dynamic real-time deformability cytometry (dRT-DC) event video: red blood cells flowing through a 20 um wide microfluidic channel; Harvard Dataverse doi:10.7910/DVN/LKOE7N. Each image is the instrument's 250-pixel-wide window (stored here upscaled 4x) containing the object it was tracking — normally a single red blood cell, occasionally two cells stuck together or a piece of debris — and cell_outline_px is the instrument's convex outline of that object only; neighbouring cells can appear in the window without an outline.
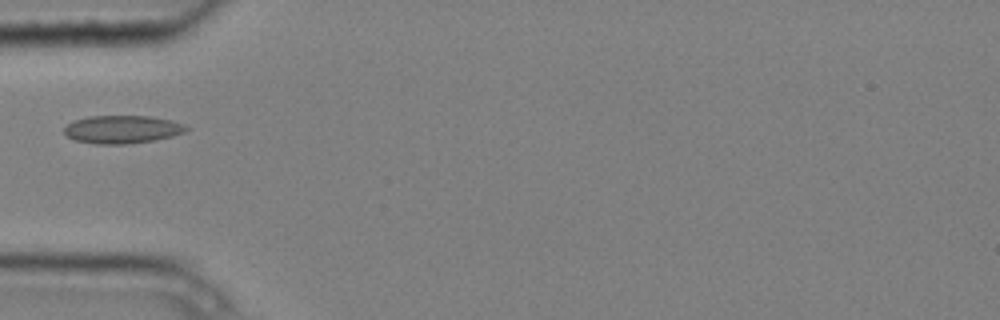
{"species": "common noctule bat (a hibernating species)", "species_latin": "Nyctalus noctula", "temperature_condition": "cold", "stored_images_in_passage": 8, "camera_frame_rate_fps": 3000, "um_per_image_px": 0.085, "animal": {"sex": "male", "body_mass_g": 20.4}, "frame": {"image": 1, "passage_image": 5, "time_ms": 1.333, "image_size_px": [1000, 320], "cell_outline_px": [[192, 128], [184, 132], [172, 136], [156, 140], [128, 144], [96, 144], [76, 140], [68, 136], [64, 132], [64, 128], [72, 120], [88, 116], [148, 116], [172, 120], [184, 124]], "centroid_in_image_um": [10.42, 10.99], "position_along_channel_um": 74.6, "area_um2": 20.06}}
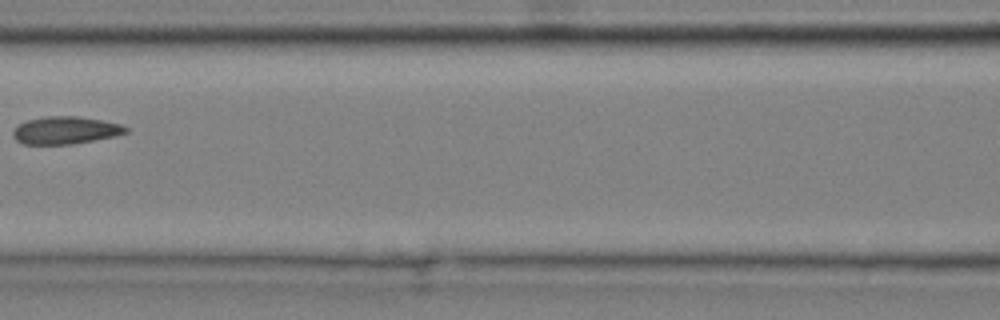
{"frame": {"image": 2, "passage_image": 7, "time_ms": 2.0, "image_size_px": [1000, 320], "cell_outline_px": [[128, 132], [116, 136], [72, 144], [24, 144], [16, 140], [12, 136], [12, 128], [28, 120], [44, 116], [76, 116], [100, 120], [120, 124], [128, 128]], "centroid_in_image_um": [5.54, 11.08], "position_along_channel_um": 161.1, "area_um2": 18.09}}
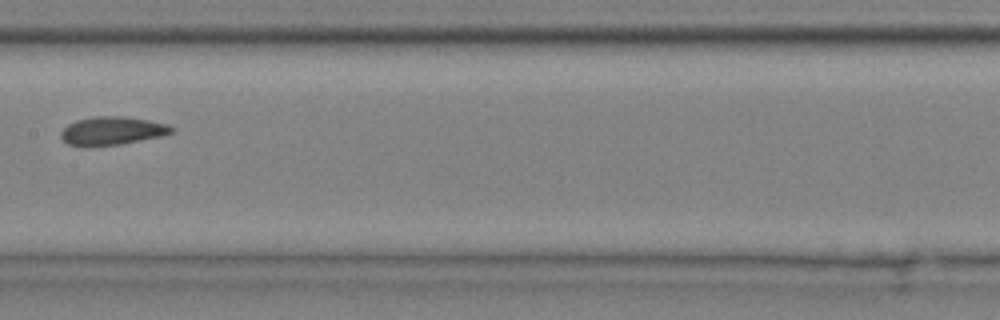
{"frame": {"image": 3, "passage_image": 8, "time_ms": 2.333, "image_size_px": [1000, 320], "cell_outline_px": [[176, 132], [160, 136], [120, 144], [84, 148], [68, 144], [60, 136], [60, 132], [68, 124], [76, 120], [96, 116], [120, 116], [148, 120], [168, 124], [176, 128]], "centroid_in_image_um": [9.52, 11.13], "position_along_channel_um": 197.9, "area_um2": 18.5}}